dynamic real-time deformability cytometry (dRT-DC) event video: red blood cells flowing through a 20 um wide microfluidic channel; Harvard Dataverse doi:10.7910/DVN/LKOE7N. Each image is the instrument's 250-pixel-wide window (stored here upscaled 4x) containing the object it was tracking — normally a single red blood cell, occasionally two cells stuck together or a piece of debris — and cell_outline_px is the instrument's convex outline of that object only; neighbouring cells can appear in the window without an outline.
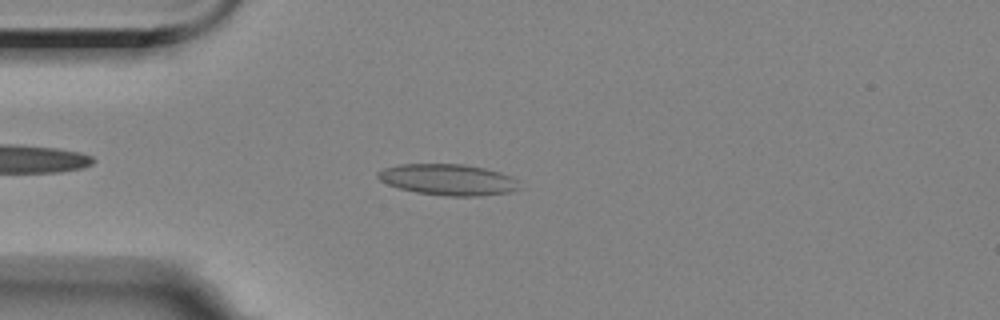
{"species": "Egyptian fruit bat (a non-hibernating species)", "species_latin": "Rousettus aegyptiacus", "temperature_condition": "room temperature", "stored_images_in_passage": 4, "camera_frame_rate_fps": 3000, "um_per_image_px": 0.085, "animal": {"sex": "female"}, "frame": {"image": 1, "passage_image": 3, "time_ms": 2.0, "image_size_px": [1000, 320], "cell_outline_px": [[520, 188], [508, 192], [476, 196], [444, 196], [416, 192], [400, 188], [388, 184], [380, 180], [376, 176], [376, 172], [384, 168], [400, 164], [464, 164], [484, 168], [500, 172], [512, 176], [516, 180]], "centroid_in_image_um": [38.06, 15.26], "position_along_channel_um": 46.9, "area_um2": 25.61}}